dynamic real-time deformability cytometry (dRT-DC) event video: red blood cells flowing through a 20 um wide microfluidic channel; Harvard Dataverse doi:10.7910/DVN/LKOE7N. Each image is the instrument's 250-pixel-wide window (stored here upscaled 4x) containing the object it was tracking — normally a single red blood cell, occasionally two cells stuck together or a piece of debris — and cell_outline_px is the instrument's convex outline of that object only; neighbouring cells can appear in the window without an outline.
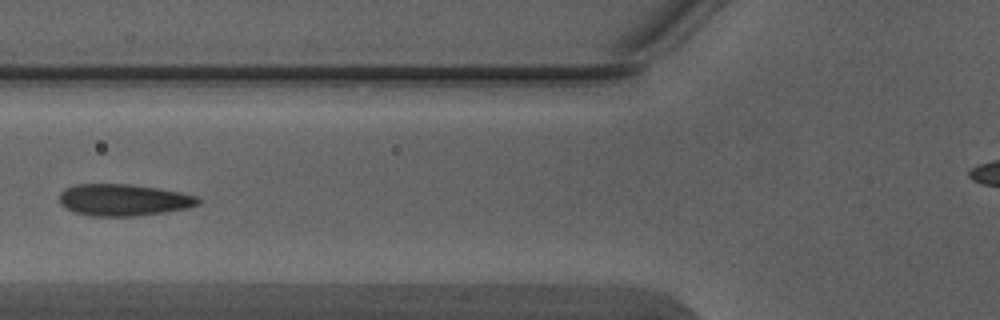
{"species": "Egyptian fruit bat (a non-hibernating species)", "species_latin": "Rousettus aegyptiacus", "temperature_condition": "warm", "stored_images_in_passage": 4, "camera_frame_rate_fps": 3000, "um_per_image_px": 0.085, "animal": {"sex": "male"}, "frame": {"image": 1, "passage_image": 4, "time_ms": 1.0, "image_size_px": [1000, 320], "cell_outline_px": [[200, 204], [188, 208], [164, 212], [136, 216], [92, 216], [76, 212], [64, 208], [60, 204], [60, 192], [64, 188], [76, 184], [132, 184], [160, 188], [180, 192], [196, 196], [200, 200]], "centroid_in_image_um": [10.49, 16.99], "position_along_channel_um": 115.3, "area_um2": 25.84}}